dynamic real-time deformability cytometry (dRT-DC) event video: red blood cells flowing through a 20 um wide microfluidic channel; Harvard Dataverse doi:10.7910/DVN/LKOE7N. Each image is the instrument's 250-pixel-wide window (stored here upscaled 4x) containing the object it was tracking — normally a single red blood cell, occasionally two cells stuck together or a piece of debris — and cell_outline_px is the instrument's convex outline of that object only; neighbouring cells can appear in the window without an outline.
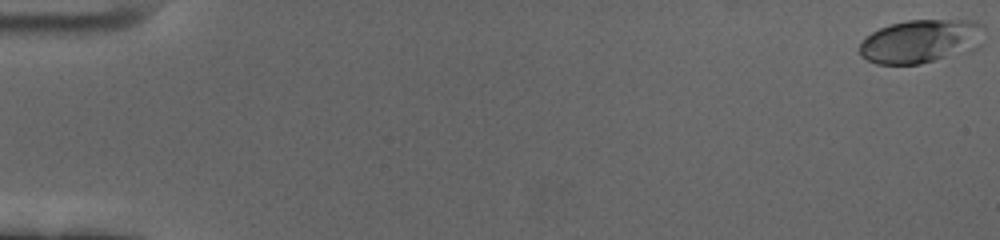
{"species": "human", "species_latin": "Homo sapiens", "temperature_condition": "cold", "stored_images_in_passage": 60, "camera_frame_rate_fps": 3000, "um_per_image_px": 0.085, "donor": {"sex": "female"}, "frame": {"image": 1, "passage_image": 1, "time_ms": 0.0, "image_size_px": [1000, 240], "cell_outline_px": [[984, 44], [980, 48], [972, 52], [920, 64], [876, 64], [860, 56], [860, 44], [872, 32], [880, 28], [892, 24], [908, 20], [976, 20], [984, 24]], "centroid_in_image_um": [78.4, 3.51], "position_along_channel_um": 6.6, "area_um2": 32.37}}
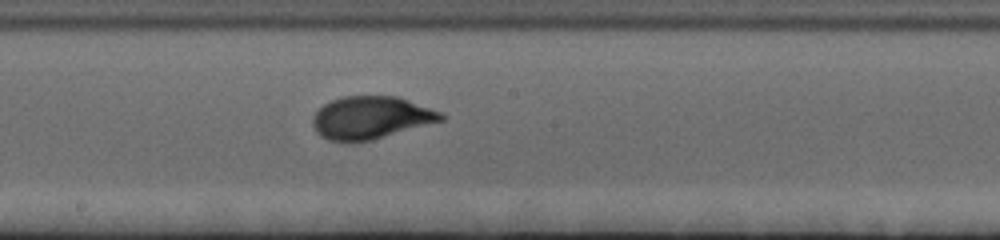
{"frame": {"image": 2, "passage_image": 34, "time_ms": 11.0, "image_size_px": [1000, 240], "cell_outline_px": [[448, 116], [444, 120], [372, 140], [348, 144], [328, 140], [320, 136], [316, 132], [312, 124], [312, 116], [324, 104], [332, 100], [344, 96], [396, 96], [408, 100], [440, 112]], "centroid_in_image_um": [31.49, 10.03], "position_along_channel_um": 216.7, "area_um2": 32.14}}
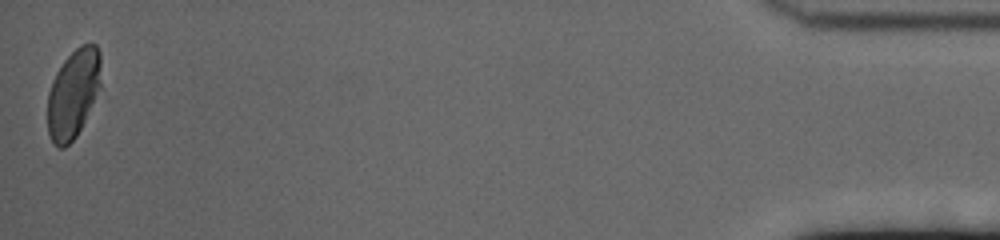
{"frame": {"image": 3, "passage_image": 60, "time_ms": 19.667, "image_size_px": [1000, 240], "cell_outline_px": [[100, 88], [76, 136], [64, 148], [60, 148], [52, 144], [48, 132], [48, 92], [52, 80], [56, 72], [64, 60], [80, 44], [96, 44], [100, 52]], "centroid_in_image_um": [6.21, 7.95], "position_along_channel_um": 429.0, "area_um2": 27.46}, "authors_computed_cell_mechanics": {"area_um2": 30.5473, "velocity_mm_per_s": 3.4282, "shape_relaxation_time_tau1_ms": 4.7173, "shape_relaxation_time_tau2_ms": null, "deformation_change_tau1": 0.1824, "deformation_change_tau2": null}}